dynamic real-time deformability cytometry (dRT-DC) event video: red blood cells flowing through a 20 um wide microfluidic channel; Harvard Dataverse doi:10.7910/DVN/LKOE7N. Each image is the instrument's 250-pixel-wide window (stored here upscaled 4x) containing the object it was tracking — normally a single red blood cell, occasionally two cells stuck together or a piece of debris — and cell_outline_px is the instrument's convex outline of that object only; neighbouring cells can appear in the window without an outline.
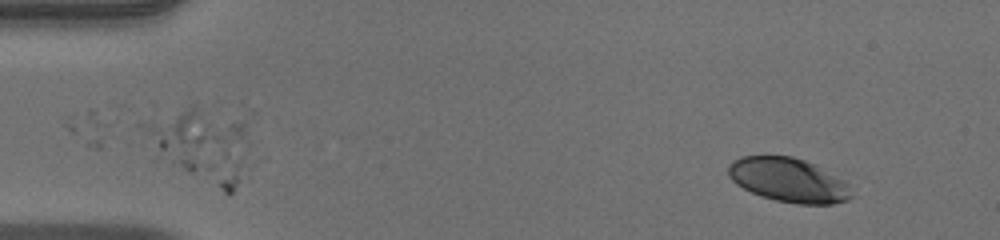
{"species": "human", "species_latin": "Homo sapiens", "temperature_condition": "warm", "stored_images_in_passage": 42, "camera_frame_rate_fps": 3000, "um_per_image_px": 0.085, "donor": {"sex": "male"}, "frame": {"image": 1, "passage_image": 1, "time_ms": 0.0, "image_size_px": [1000, 240], "cell_outline_px": [[856, 196], [848, 200], [832, 204], [796, 204], [776, 200], [760, 196], [736, 184], [728, 176], [728, 168], [736, 160], [744, 156], [792, 156], [816, 164], [848, 184]], "centroid_in_image_um": [67.07, 15.32], "position_along_channel_um": 17.9, "area_um2": 31.62}}
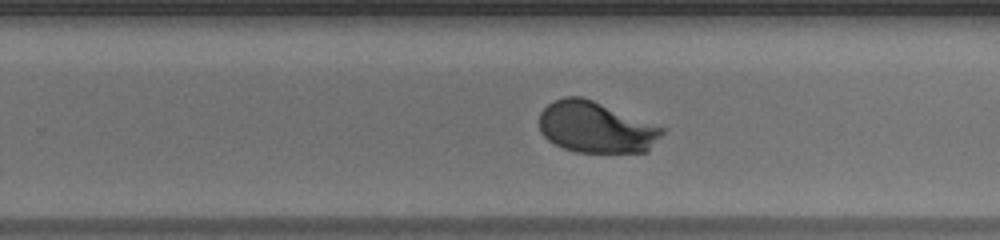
{"frame": {"image": 2, "passage_image": 29, "time_ms": 9.333, "image_size_px": [1000, 240], "cell_outline_px": [[664, 132], [648, 152], [576, 152], [564, 148], [548, 140], [540, 132], [540, 112], [548, 104], [564, 96], [580, 96], [592, 100], [664, 128]], "centroid_in_image_um": [50.64, 10.83], "position_along_channel_um": 279.2, "area_um2": 36.3}}
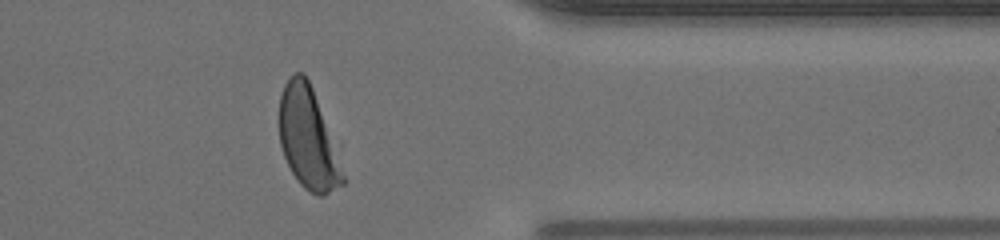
{"frame": {"image": 3, "passage_image": 38, "time_ms": 12.333, "image_size_px": [1000, 240], "cell_outline_px": [[344, 184], [324, 196], [320, 196], [304, 188], [300, 184], [292, 172], [284, 156], [280, 144], [280, 96], [284, 84], [296, 72], [304, 72], [312, 88], [344, 176]], "centroid_in_image_um": [26.14, 11.79], "position_along_channel_um": 385.3, "area_um2": 36.13}, "authors_computed_cell_mechanics": {"area_um2": 36.5007, "velocity_mm_per_s": 3.9376, "shape_relaxation_time_tau1_ms": 3.2596, "shape_relaxation_time_tau2_ms": null, "deformation_change_tau1": 0.1857, "deformation_change_tau2": null}}